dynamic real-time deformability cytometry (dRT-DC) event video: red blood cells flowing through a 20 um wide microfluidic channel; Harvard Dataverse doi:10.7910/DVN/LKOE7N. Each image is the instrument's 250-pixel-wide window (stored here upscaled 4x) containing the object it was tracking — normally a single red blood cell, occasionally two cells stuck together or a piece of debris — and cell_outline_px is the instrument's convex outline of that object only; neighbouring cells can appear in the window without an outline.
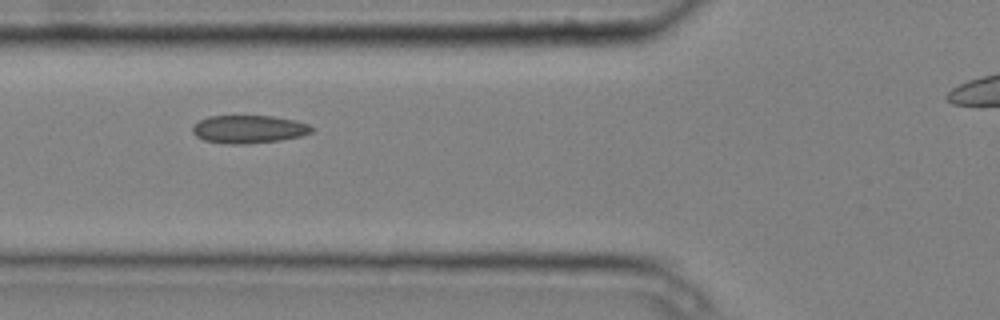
{"species": "common noctule bat (a hibernating species)", "species_latin": "Nyctalus noctula", "temperature_condition": "cold", "stored_images_in_passage": 7, "camera_frame_rate_fps": 3000, "um_per_image_px": 0.085, "animal": {"sex": "male", "body_mass_g": 20.4}, "frame": {"image": 1, "passage_image": 6, "time_ms": 1.667, "image_size_px": [1000, 320], "cell_outline_px": [[312, 132], [300, 136], [280, 140], [244, 144], [224, 144], [204, 140], [196, 136], [192, 132], [192, 128], [200, 120], [208, 116], [272, 116], [296, 120], [308, 124], [312, 128]], "centroid_in_image_um": [21.13, 10.98], "position_along_channel_um": 104.7, "area_um2": 19.36}}